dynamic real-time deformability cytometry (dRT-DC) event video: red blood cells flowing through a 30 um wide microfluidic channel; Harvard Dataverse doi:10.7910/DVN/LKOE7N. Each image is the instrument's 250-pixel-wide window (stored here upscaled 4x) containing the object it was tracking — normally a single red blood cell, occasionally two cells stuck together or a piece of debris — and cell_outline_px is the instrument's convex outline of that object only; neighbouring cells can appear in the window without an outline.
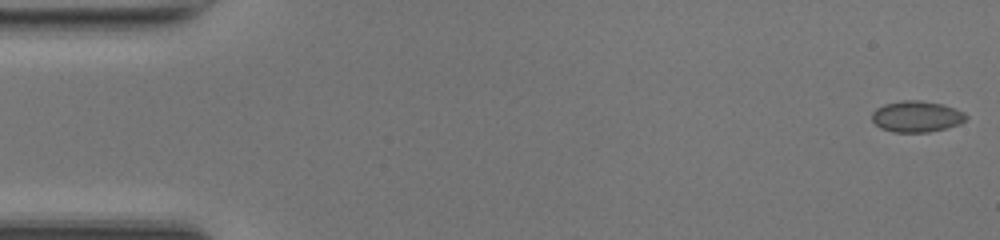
{"species": "common noctule bat (a hibernating species)", "species_latin": "Nyctalus noctula", "temperature_condition": "room temperature", "stored_images_in_passage": 49, "camera_frame_rate_fps": 3000, "um_per_image_px": 0.085, "animal": {"sex": "female", "body_mass_g": 17.0, "forearm_length_mm": 48.0}, "frame": {"image": 1, "passage_image": 1, "time_ms": 0.0, "image_size_px": [1000, 240], "cell_outline_px": [[968, 116], [960, 124], [928, 132], [892, 132], [880, 128], [872, 120], [872, 112], [876, 108], [884, 104], [900, 100], [920, 100], [944, 104], [964, 112]], "centroid_in_image_um": [77.89, 9.89], "position_along_channel_um": 7.1, "area_um2": 17.17}}
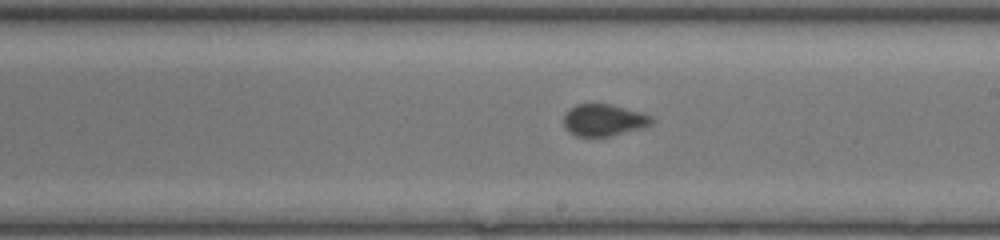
{"frame": {"image": 2, "passage_image": 28, "time_ms": 9.0, "image_size_px": [1000, 240], "cell_outline_px": [[652, 124], [644, 128], [608, 136], [576, 136], [568, 132], [564, 128], [564, 116], [576, 104], [608, 104], [640, 112], [652, 116]], "centroid_in_image_um": [51.32, 10.22], "position_along_channel_um": 237.7, "area_um2": 16.13}}
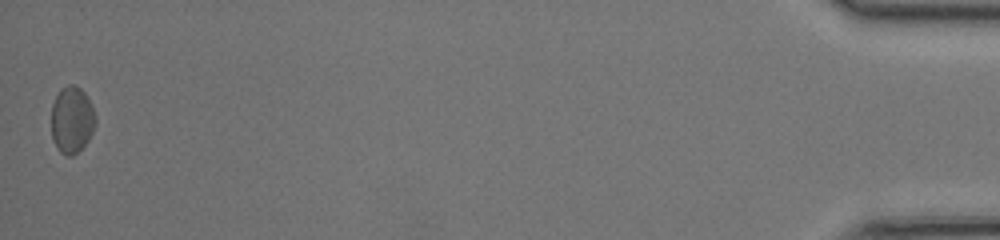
{"frame": {"image": 3, "passage_image": 49, "time_ms": 16.0, "image_size_px": [1000, 240], "cell_outline_px": [[96, 124], [88, 140], [72, 156], [68, 156], [60, 152], [52, 136], [52, 104], [60, 88], [68, 84], [72, 84], [80, 88], [84, 92], [92, 104], [96, 116]], "centroid_in_image_um": [6.12, 10.14], "position_along_channel_um": 429.1, "area_um2": 17.11}, "authors_computed_cell_mechanics": {"area_um2": 16.2996, "velocity_mm_per_s": 4.2088, "shape_relaxation_time_tau1_ms": 7.4936, "shape_relaxation_time_tau2_ms": 1.5572, "deformation_change_tau1": 0.1096, "deformation_change_tau2": 0.0533}}